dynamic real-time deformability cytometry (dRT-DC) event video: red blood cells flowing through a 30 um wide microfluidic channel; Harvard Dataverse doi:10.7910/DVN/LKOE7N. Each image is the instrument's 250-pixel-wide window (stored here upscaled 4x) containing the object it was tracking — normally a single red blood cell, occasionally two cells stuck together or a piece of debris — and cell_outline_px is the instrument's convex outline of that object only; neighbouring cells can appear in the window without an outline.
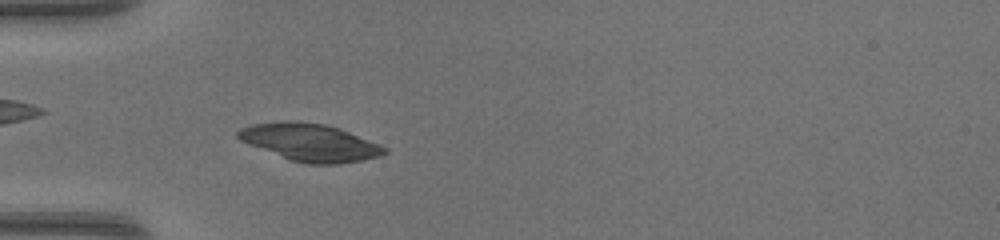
{"species": "common noctule bat (a hibernating species)", "species_latin": "Nyctalus noctula", "temperature_condition": "warm", "stored_images_in_passage": 44, "camera_frame_rate_fps": 3000, "um_per_image_px": 0.085, "animal": {"sex": "female", "body_mass_g": 17.0, "forearm_length_mm": 48.0}, "frame": {"image": 1, "passage_image": 12, "time_ms": 3.667, "image_size_px": [1000, 240], "cell_outline_px": [[388, 152], [380, 156], [360, 160], [336, 164], [308, 164], [292, 160], [248, 144], [240, 140], [236, 136], [236, 132], [240, 128], [252, 124], [284, 120], [292, 120], [324, 124], [340, 128], [380, 144], [388, 148]], "centroid_in_image_um": [26.35, 12.08], "position_along_channel_um": 58.7, "area_um2": 31.91}}
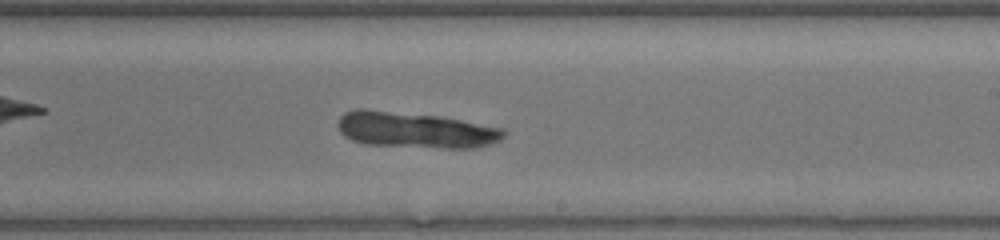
{"frame": {"image": 2, "passage_image": 26, "time_ms": 8.333, "image_size_px": [1000, 240], "cell_outline_px": [[508, 132], [500, 140], [492, 144], [476, 148], [444, 148], [364, 144], [352, 140], [344, 136], [340, 132], [340, 116], [344, 112], [356, 108], [364, 108], [440, 116], [504, 128]], "centroid_in_image_um": [35.34, 11.04], "position_along_channel_um": 253.7, "area_um2": 34.97}}
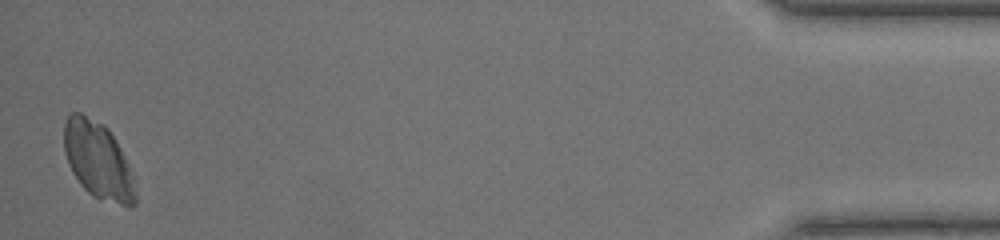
{"frame": {"image": 3, "passage_image": 44, "time_ms": 14.333, "image_size_px": [1000, 240], "cell_outline_px": [[136, 204], [132, 208], [128, 208], [100, 200], [92, 196], [80, 184], [72, 172], [68, 164], [64, 152], [64, 120], [68, 112], [80, 112], [104, 124], [108, 128], [116, 140], [124, 156], [136, 192]], "centroid_in_image_um": [8.3, 13.64], "position_along_channel_um": 426.9, "area_um2": 32.31}}